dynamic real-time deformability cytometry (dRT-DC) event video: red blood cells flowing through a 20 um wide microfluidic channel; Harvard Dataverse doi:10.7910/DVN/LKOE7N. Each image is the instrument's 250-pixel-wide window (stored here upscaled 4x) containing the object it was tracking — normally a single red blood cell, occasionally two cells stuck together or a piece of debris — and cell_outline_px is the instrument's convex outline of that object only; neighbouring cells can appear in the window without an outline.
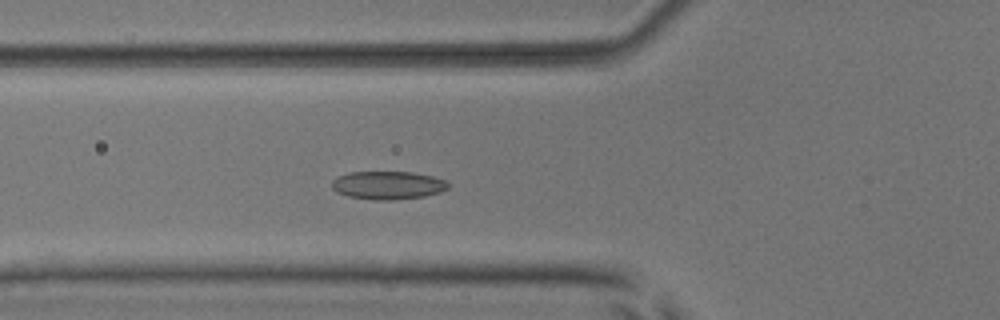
{"species": "common noctule bat (a hibernating species)", "species_latin": "Nyctalus noctula", "temperature_condition": "room temperature", "stored_images_in_passage": 50, "camera_frame_rate_fps": 3000, "um_per_image_px": 0.085, "animal": {"sex": "male", "body_mass_g": 17.9, "forearm_length_mm": 54.2}, "frame": {"image": 1, "passage_image": 17, "time_ms": 5.333, "image_size_px": [1000, 320], "cell_outline_px": [[448, 188], [440, 192], [424, 196], [396, 200], [372, 200], [348, 196], [336, 192], [332, 188], [332, 180], [348, 172], [412, 172], [432, 176], [444, 180], [448, 184]], "centroid_in_image_um": [32.95, 15.75], "position_along_channel_um": 92.9, "area_um2": 19.07}}
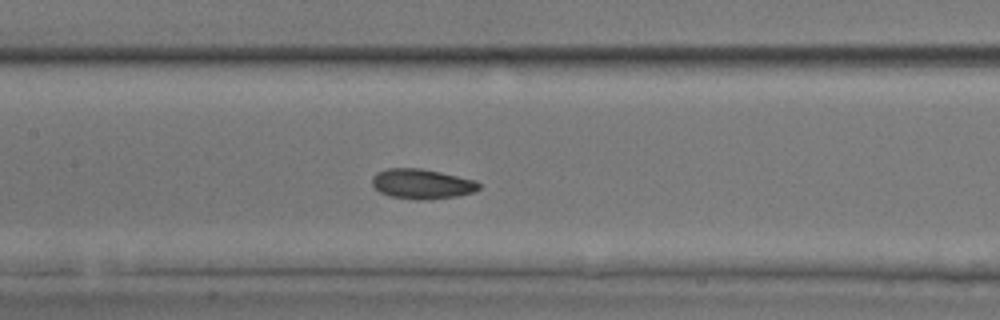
{"frame": {"image": 2, "passage_image": 23, "time_ms": 7.333, "image_size_px": [1000, 320], "cell_outline_px": [[480, 188], [476, 192], [456, 196], [428, 200], [416, 200], [388, 196], [380, 192], [372, 184], [372, 180], [376, 172], [388, 168], [420, 168], [440, 172], [476, 180], [480, 184]], "centroid_in_image_um": [35.88, 15.64], "position_along_channel_um": 171.5, "area_um2": 18.79}}
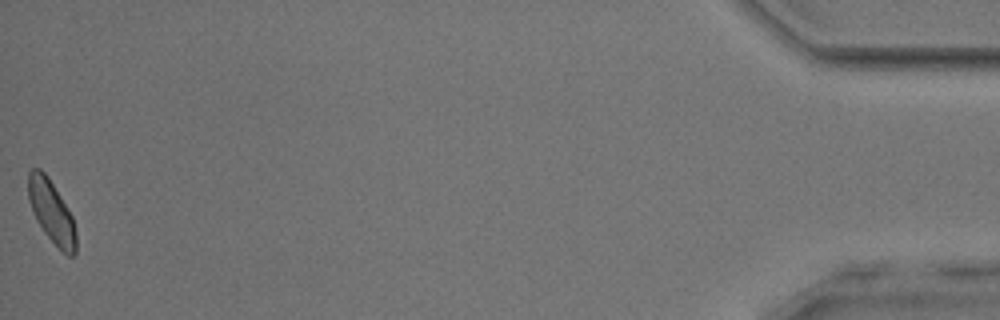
{"frame": {"image": 3, "passage_image": 50, "time_ms": 16.333, "image_size_px": [1000, 320], "cell_outline_px": [[76, 252], [72, 256], [68, 256], [44, 232], [36, 220], [28, 200], [28, 172], [32, 168], [40, 168], [48, 176], [72, 216], [76, 232]], "centroid_in_image_um": [4.36, 17.97], "position_along_channel_um": 430.8, "area_um2": 17.22}, "authors_computed_cell_mechanics": {"area_um2": 18.4671, "velocity_mm_per_s": 3.9464, "shape_relaxation_time_tau1_ms": 3.51, "shape_relaxation_time_tau2_ms": 2.1778, "deformation_change_tau1": 0.0896, "deformation_change_tau2": 0.0715}}